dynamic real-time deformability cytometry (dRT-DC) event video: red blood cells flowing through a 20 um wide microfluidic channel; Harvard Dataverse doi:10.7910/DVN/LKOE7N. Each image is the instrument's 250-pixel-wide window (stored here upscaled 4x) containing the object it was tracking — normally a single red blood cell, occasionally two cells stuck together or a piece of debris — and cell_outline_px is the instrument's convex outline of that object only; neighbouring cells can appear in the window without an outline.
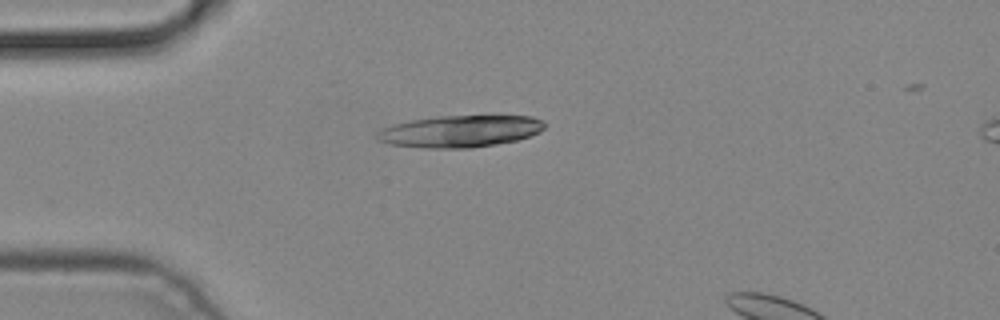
{"species": "common noctule bat (a hibernating species)", "species_latin": "Nyctalus noctula", "temperature_condition": "cold", "stored_images_in_passage": 2, "camera_frame_rate_fps": 3000, "um_per_image_px": 0.085, "animal": {"sex": "male", "body_mass_g": 19.2, "forearm_length_mm": 51.8}, "frame": {"image": 1, "passage_image": 1, "time_ms": 0.0, "image_size_px": [1000, 320], "cell_outline_px": [[544, 128], [540, 132], [516, 140], [496, 144], [472, 148], [424, 148], [392, 144], [376, 140], [376, 132], [380, 128], [392, 124], [412, 120], [436, 116], [532, 116], [544, 120]], "centroid_in_image_um": [39.08, 11.15], "position_along_channel_um": 45.9, "area_um2": 31.21}}